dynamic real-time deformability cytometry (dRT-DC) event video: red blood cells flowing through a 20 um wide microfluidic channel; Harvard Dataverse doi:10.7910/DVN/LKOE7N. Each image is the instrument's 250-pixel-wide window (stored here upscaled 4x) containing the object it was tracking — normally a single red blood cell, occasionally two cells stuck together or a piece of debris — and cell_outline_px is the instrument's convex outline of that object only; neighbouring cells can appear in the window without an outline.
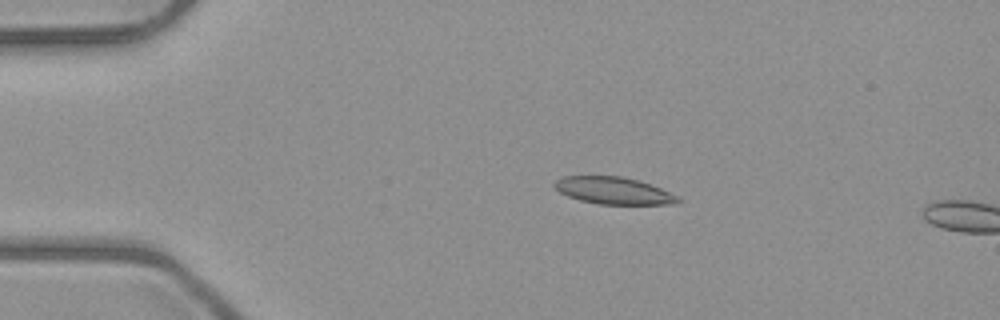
{"species": "common noctule bat (a hibernating species)", "species_latin": "Nyctalus noctula", "temperature_condition": "room temperature", "stored_images_in_passage": 4, "camera_frame_rate_fps": 3000, "um_per_image_px": 0.085, "animal": {"sex": "male", "body_mass_g": 23.1, "forearm_length_mm": 52.7}, "frame": {"image": 1, "passage_image": 3, "time_ms": 2.333, "image_size_px": [1000, 320], "cell_outline_px": [[680, 204], [600, 204], [580, 200], [568, 196], [560, 192], [552, 184], [556, 180], [564, 176], [620, 176], [640, 180], [680, 196]], "centroid_in_image_um": [52.19, 16.2], "position_along_channel_um": 32.8, "area_um2": 19.54}}